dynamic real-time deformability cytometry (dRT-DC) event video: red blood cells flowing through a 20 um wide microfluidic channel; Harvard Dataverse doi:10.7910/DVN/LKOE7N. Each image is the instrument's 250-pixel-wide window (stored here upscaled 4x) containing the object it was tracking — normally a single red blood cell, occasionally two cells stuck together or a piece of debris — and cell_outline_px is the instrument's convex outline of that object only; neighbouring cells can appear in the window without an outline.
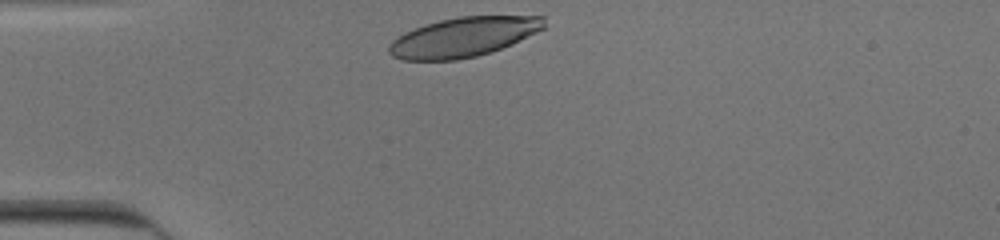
{"species": "human", "species_latin": "Homo sapiens", "temperature_condition": "cold", "stored_images_in_passage": 29, "camera_frame_rate_fps": 3000, "um_per_image_px": 0.085, "donor": {"sex": "male"}, "frame": {"image": 1, "passage_image": 1, "time_ms": 0.0, "image_size_px": [1000, 240], "cell_outline_px": [[548, 28], [512, 44], [492, 52], [476, 56], [456, 60], [404, 60], [392, 56], [388, 52], [388, 48], [392, 40], [404, 32], [424, 24], [440, 20], [460, 16], [544, 16]], "centroid_in_image_um": [39.43, 3.14], "position_along_channel_um": 45.6, "area_um2": 36.13}}
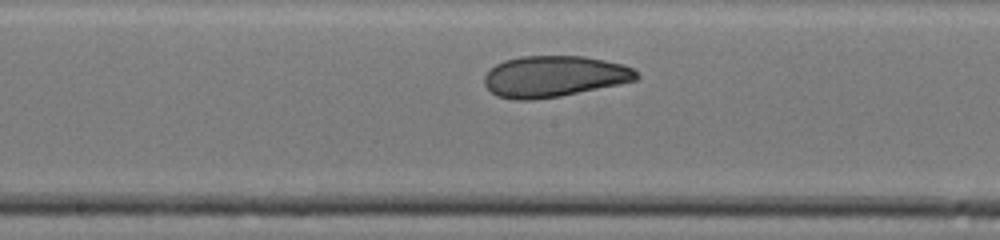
{"frame": {"image": 2, "passage_image": 15, "time_ms": 4.667, "image_size_px": [1000, 240], "cell_outline_px": [[640, 76], [636, 80], [620, 84], [560, 96], [532, 100], [512, 100], [496, 96], [484, 84], [484, 76], [496, 64], [504, 60], [520, 56], [584, 56], [624, 64], [632, 68]], "centroid_in_image_um": [47.09, 6.49], "position_along_channel_um": 201.1, "area_um2": 36.59}}
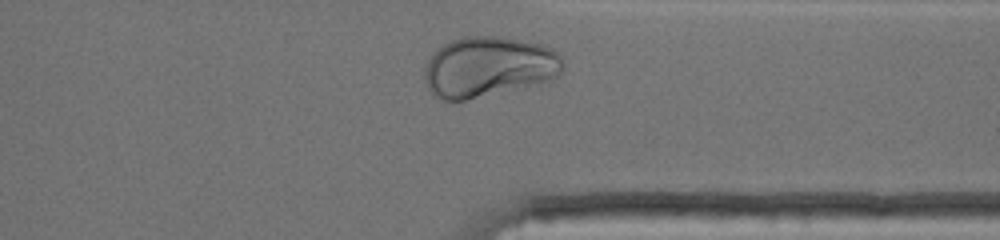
{"frame": {"image": 3, "passage_image": 28, "time_ms": 9.0, "image_size_px": [1000, 240], "cell_outline_px": [[564, 68], [560, 76], [552, 80], [464, 100], [444, 100], [432, 96], [428, 92], [424, 80], [424, 68], [432, 52], [440, 44], [460, 36], [496, 36], [520, 40], [540, 44], [552, 48], [564, 60]], "centroid_in_image_um": [41.49, 5.67], "position_along_channel_um": 369.9, "area_um2": 49.25}, "authors_computed_cell_mechanics": {"area_um2": 36.7608, "velocity_mm_per_s": 3.9017, "shape_relaxation_time_tau1_ms": 10.7816, "shape_relaxation_time_tau2_ms": 1.0049, "deformation_change_tau1": 0.242, "deformation_change_tau2": 0.0622}}